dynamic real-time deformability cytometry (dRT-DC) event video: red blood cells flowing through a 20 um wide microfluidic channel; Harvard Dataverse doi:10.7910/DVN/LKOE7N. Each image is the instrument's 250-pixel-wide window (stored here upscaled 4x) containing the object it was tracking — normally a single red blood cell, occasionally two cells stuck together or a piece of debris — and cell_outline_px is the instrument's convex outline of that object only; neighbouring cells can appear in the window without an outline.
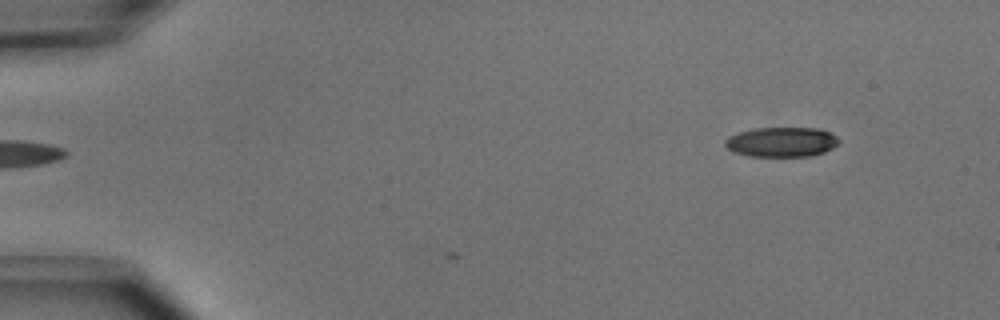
{"species": "common noctule bat (a hibernating species)", "species_latin": "Nyctalus noctula", "temperature_condition": "cold", "stored_images_in_passage": 2, "camera_frame_rate_fps": 3000, "um_per_image_px": 0.085, "animal": {"sex": "male", "body_mass_g": 15.6}, "frame": {"image": 1, "passage_image": 2, "time_ms": 0.333, "image_size_px": [1000, 320], "cell_outline_px": [[840, 140], [832, 148], [824, 152], [808, 156], [748, 156], [732, 152], [724, 144], [724, 140], [728, 136], [752, 128], [820, 128], [836, 136]], "centroid_in_image_um": [66.4, 12.06], "position_along_channel_um": 18.6, "area_um2": 19.77}}